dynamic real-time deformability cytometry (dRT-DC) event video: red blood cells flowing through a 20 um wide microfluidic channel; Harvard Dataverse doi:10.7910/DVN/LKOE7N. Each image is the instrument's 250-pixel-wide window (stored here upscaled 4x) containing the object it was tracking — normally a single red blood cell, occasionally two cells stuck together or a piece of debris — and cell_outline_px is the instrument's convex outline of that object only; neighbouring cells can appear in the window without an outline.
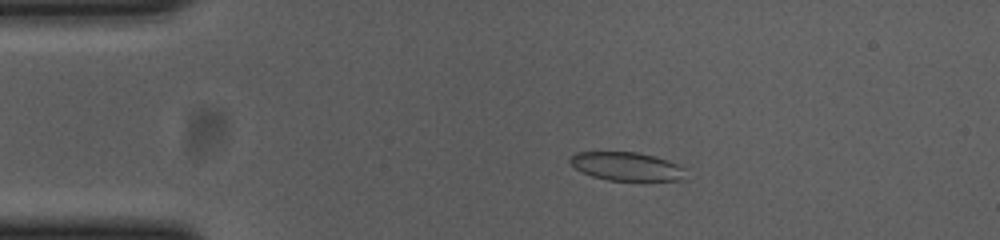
{"species": "common noctule bat (a hibernating species)", "species_latin": "Nyctalus noctula", "temperature_condition": "cold", "stored_images_in_passage": 55, "camera_frame_rate_fps": 3000, "um_per_image_px": 0.085, "animal": {"sex": "female", "body_mass_g": 23.0, "forearm_length_mm": 53.4}, "frame": {"image": 1, "passage_image": 11, "time_ms": 3.333, "image_size_px": [1000, 240], "cell_outline_px": [[684, 168], [680, 180], [608, 180], [592, 176], [576, 168], [568, 160], [576, 152], [636, 152], [656, 156], [680, 164]], "centroid_in_image_um": [53.25, 14.13], "position_along_channel_um": 31.7, "area_um2": 18.9}}
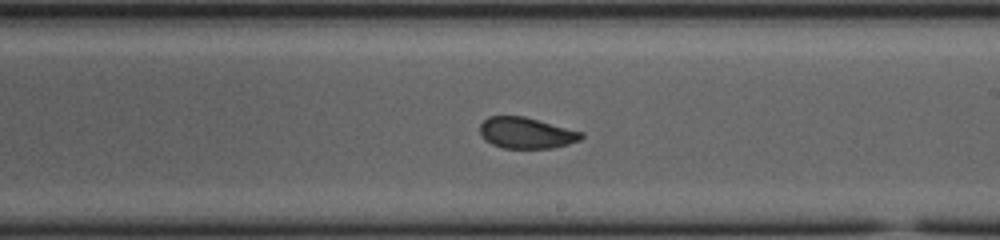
{"frame": {"image": 2, "passage_image": 32, "time_ms": 10.333, "image_size_px": [1000, 240], "cell_outline_px": [[584, 136], [580, 140], [568, 144], [552, 148], [504, 148], [492, 144], [484, 140], [480, 132], [480, 124], [488, 116], [524, 116], [584, 132]], "centroid_in_image_um": [44.74, 11.3], "position_along_channel_um": 244.3, "area_um2": 18.44}}
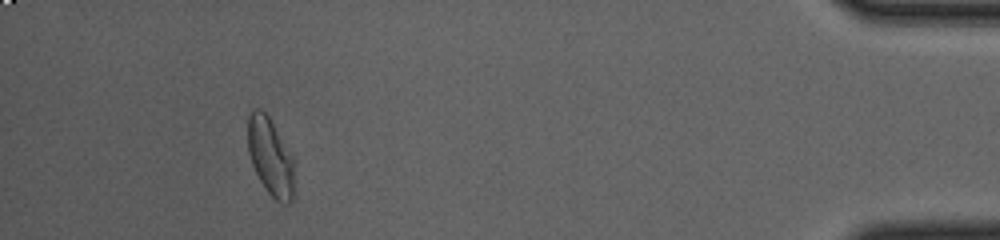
{"frame": {"image": 3, "passage_image": 51, "time_ms": 16.667, "image_size_px": [1000, 240], "cell_outline_px": [[292, 200], [288, 204], [284, 204], [276, 200], [264, 188], [252, 164], [248, 152], [248, 116], [252, 108], [260, 108], [268, 116], [292, 156]], "centroid_in_image_um": [22.94, 13.31], "position_along_channel_um": 412.3, "area_um2": 20.52}, "authors_computed_cell_mechanics": {"area_um2": 19.8832, "velocity_mm_per_s": 3.6848, "shape_relaxation_time_tau1_ms": 8.6178, "shape_relaxation_time_tau2_ms": 1.4195, "deformation_change_tau1": 0.1679, "deformation_change_tau2": 0.0566}}